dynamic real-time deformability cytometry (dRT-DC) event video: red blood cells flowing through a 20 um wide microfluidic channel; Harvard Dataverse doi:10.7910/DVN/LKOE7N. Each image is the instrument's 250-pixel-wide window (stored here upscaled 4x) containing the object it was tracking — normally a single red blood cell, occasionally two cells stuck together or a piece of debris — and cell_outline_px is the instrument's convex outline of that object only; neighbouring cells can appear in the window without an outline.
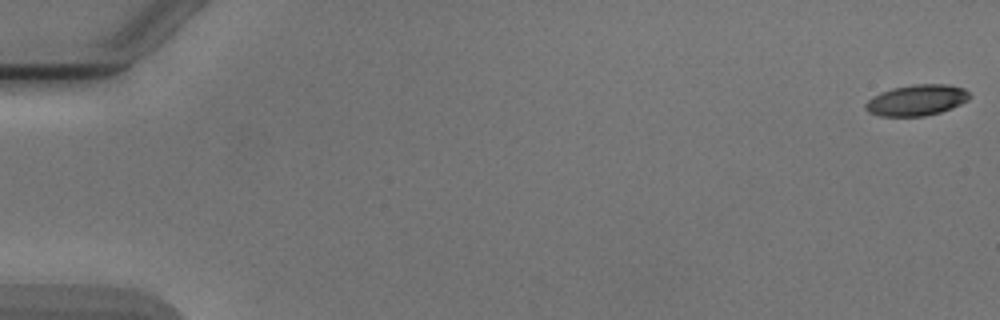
{"species": "Egyptian fruit bat (a non-hibernating species)", "species_latin": "Rousettus aegyptiacus", "temperature_condition": "cold", "stored_images_in_passage": 10, "camera_frame_rate_fps": 3000, "um_per_image_px": 0.085, "animal": {"sex": "male"}, "frame": {"image": 1, "passage_image": 1, "time_ms": 0.0, "image_size_px": [1000, 320], "cell_outline_px": [[972, 96], [968, 100], [952, 108], [940, 112], [924, 116], [880, 116], [868, 112], [864, 108], [864, 104], [872, 96], [892, 88], [912, 84], [948, 84], [964, 88]], "centroid_in_image_um": [77.92, 8.51], "position_along_channel_um": 7.1, "area_um2": 18.9}}
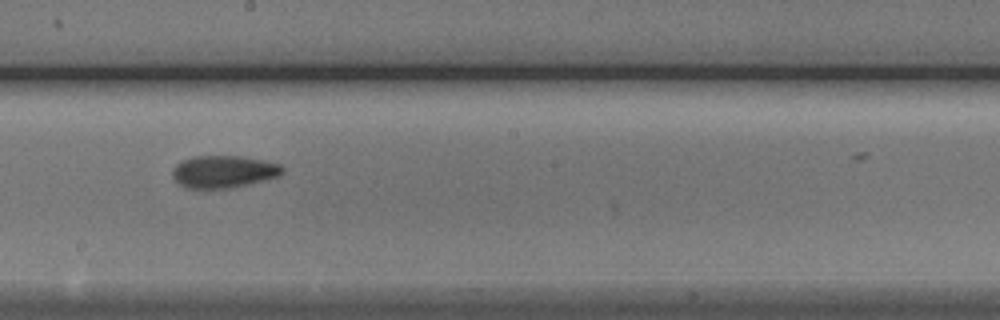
{"frame": {"image": 2, "passage_image": 9, "time_ms": 10.0, "image_size_px": [1000, 320], "cell_outline_px": [[284, 172], [280, 176], [232, 188], [184, 188], [172, 176], [172, 168], [176, 164], [192, 156], [240, 156], [264, 160], [280, 164], [284, 168]], "centroid_in_image_um": [19.02, 14.59], "position_along_channel_um": 229.2, "area_um2": 20.81}}
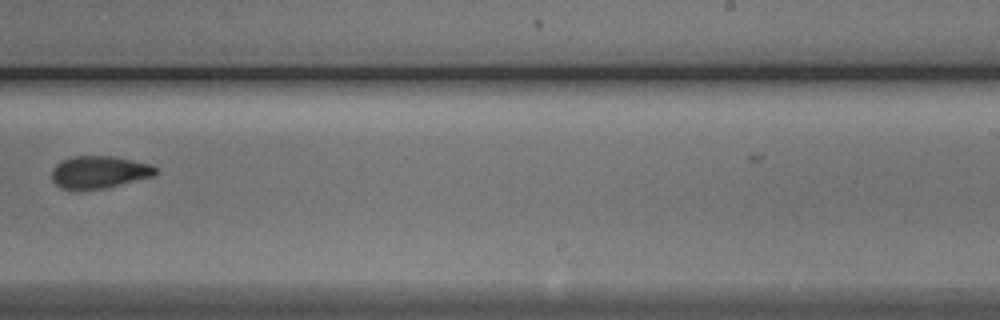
{"frame": {"image": 3, "passage_image": 10, "time_ms": 11.333, "image_size_px": [1000, 320], "cell_outline_px": [[156, 176], [100, 188], [60, 188], [52, 180], [52, 168], [60, 160], [72, 156], [112, 156], [152, 164], [156, 168]], "centroid_in_image_um": [8.42, 14.59], "position_along_channel_um": 280.6, "area_um2": 19.31}}